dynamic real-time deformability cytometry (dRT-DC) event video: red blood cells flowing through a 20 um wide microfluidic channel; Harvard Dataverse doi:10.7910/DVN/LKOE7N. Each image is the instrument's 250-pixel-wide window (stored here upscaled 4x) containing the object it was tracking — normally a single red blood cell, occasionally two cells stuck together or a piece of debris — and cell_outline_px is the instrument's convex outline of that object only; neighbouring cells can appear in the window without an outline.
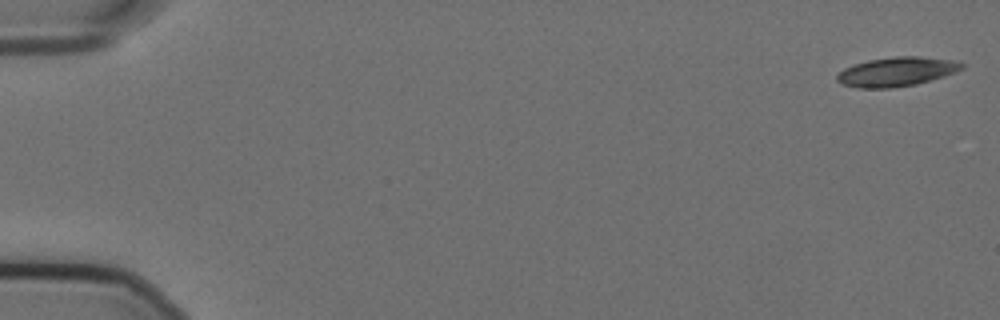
{"species": "Egyptian fruit bat (a non-hibernating species)", "species_latin": "Rousettus aegyptiacus", "temperature_condition": "cold", "stored_images_in_passage": 17, "camera_frame_rate_fps": 3000, "um_per_image_px": 0.085, "animal": {"sex": "female"}, "frame": {"image": 1, "passage_image": 1, "time_ms": 0.0, "image_size_px": [1000, 320], "cell_outline_px": [[964, 68], [956, 72], [944, 76], [916, 84], [892, 88], [856, 88], [844, 84], [836, 80], [836, 76], [844, 68], [868, 60], [896, 56], [920, 56], [952, 60], [964, 64]], "centroid_in_image_um": [76.22, 6.09], "position_along_channel_um": 8.8, "area_um2": 21.15}}
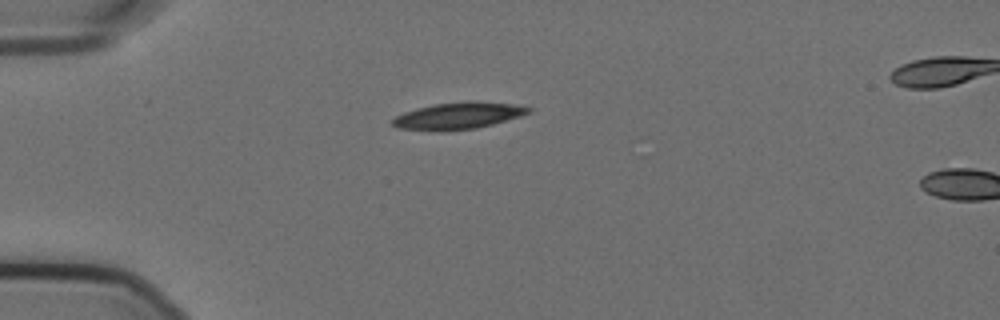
{"frame": {"image": 2, "passage_image": 15, "time_ms": 4.667, "image_size_px": [1000, 320], "cell_outline_px": [[532, 112], [520, 116], [492, 124], [476, 128], [396, 128], [392, 124], [392, 120], [396, 116], [404, 112], [416, 108], [432, 104], [468, 100], [472, 100], [512, 104], [532, 108]], "centroid_in_image_um": [39.01, 9.77], "position_along_channel_um": 46.0, "area_um2": 20.35}}